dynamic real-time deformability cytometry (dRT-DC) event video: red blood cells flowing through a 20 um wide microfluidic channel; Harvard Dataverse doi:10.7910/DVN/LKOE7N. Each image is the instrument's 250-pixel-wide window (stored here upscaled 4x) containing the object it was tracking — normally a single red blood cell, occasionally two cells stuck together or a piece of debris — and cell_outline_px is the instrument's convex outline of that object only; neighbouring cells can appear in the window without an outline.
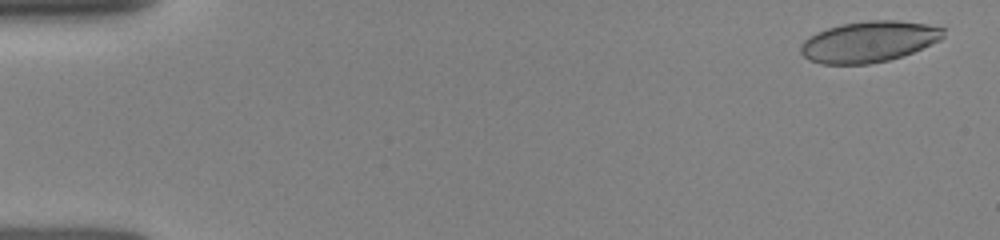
{"species": "human", "species_latin": "Homo sapiens", "temperature_condition": "room temperature", "stored_images_in_passage": 39, "camera_frame_rate_fps": 3000, "um_per_image_px": 0.085, "donor": {"sex": "female"}, "frame": {"image": 1, "passage_image": 1, "time_ms": 0.0, "image_size_px": [1000, 240], "cell_outline_px": [[948, 28], [944, 36], [940, 40], [912, 52], [888, 60], [868, 64], [820, 64], [808, 60], [800, 52], [800, 44], [808, 36], [816, 32], [840, 24], [868, 20], [896, 20], [928, 24]], "centroid_in_image_um": [73.85, 3.53], "position_along_channel_um": 11.2, "area_um2": 34.33}}
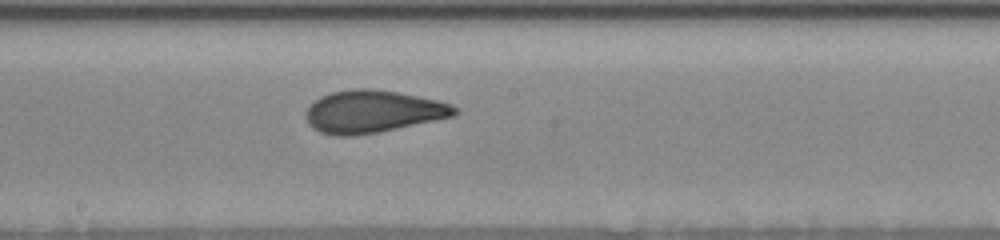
{"frame": {"image": 2, "passage_image": 20, "time_ms": 8.333, "image_size_px": [1000, 240], "cell_outline_px": [[456, 116], [380, 132], [352, 136], [332, 136], [320, 132], [312, 128], [308, 124], [304, 116], [308, 108], [320, 96], [332, 92], [356, 88], [372, 88], [396, 92], [436, 100], [452, 104], [456, 108]], "centroid_in_image_um": [31.66, 9.5], "position_along_channel_um": 216.5, "area_um2": 36.88}}
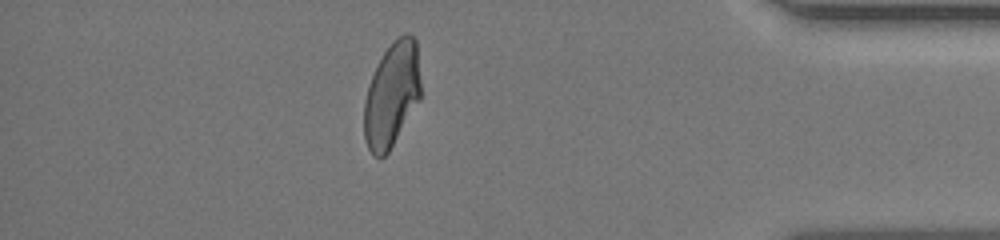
{"frame": {"image": 3, "passage_image": 34, "time_ms": 13.667, "image_size_px": [1000, 240], "cell_outline_px": [[420, 100], [388, 152], [380, 160], [372, 156], [364, 140], [364, 100], [368, 84], [384, 52], [392, 40], [404, 32], [408, 32], [416, 40], [420, 80]], "centroid_in_image_um": [33.29, 8.06], "position_along_channel_um": 401.9, "area_um2": 34.8}}